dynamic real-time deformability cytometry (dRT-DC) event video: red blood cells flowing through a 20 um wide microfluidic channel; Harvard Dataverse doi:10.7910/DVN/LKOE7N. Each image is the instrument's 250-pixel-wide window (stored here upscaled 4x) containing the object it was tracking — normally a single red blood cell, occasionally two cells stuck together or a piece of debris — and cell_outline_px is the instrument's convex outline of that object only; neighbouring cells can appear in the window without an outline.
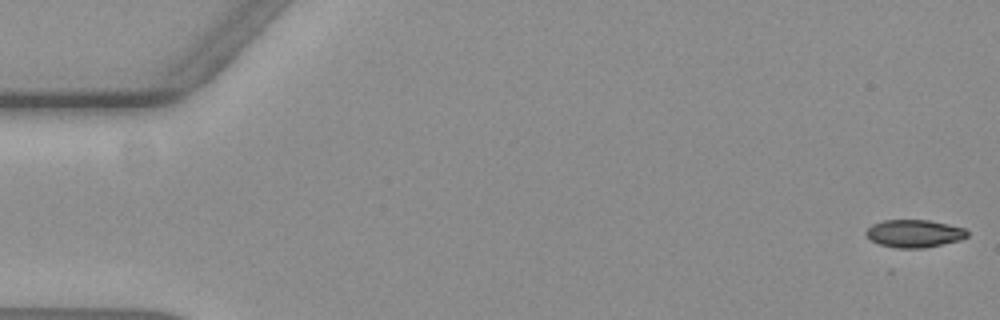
{"species": "common noctule bat (a hibernating species)", "species_latin": "Nyctalus noctula", "temperature_condition": "warm", "stored_images_in_passage": 53, "camera_frame_rate_fps": 3000, "um_per_image_px": 0.085, "animal": {"sex": "female", "body_mass_g": 19.3, "forearm_length_mm": 54.1}, "frame": {"image": 1, "passage_image": 1, "time_ms": 0.0, "image_size_px": [1000, 320], "cell_outline_px": [[968, 236], [960, 240], [924, 248], [896, 248], [880, 244], [872, 240], [864, 232], [872, 224], [884, 220], [928, 220], [964, 228], [968, 232]], "centroid_in_image_um": [77.71, 19.85], "position_along_channel_um": 7.3, "area_um2": 16.18}}
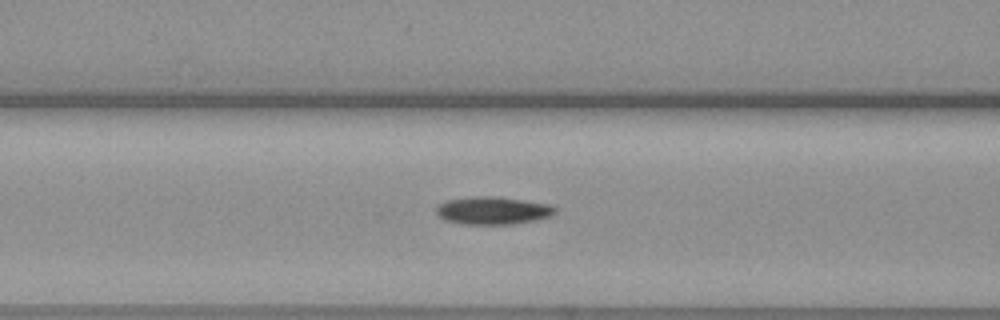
{"frame": {"image": 2, "passage_image": 23, "time_ms": 7.333, "image_size_px": [1000, 320], "cell_outline_px": [[556, 212], [552, 216], [536, 220], [512, 224], [460, 224], [444, 220], [436, 212], [436, 208], [440, 204], [448, 200], [468, 196], [496, 196], [524, 200], [548, 204], [556, 208]], "centroid_in_image_um": [41.89, 17.89], "position_along_channel_um": 124.7, "area_um2": 19.31}}
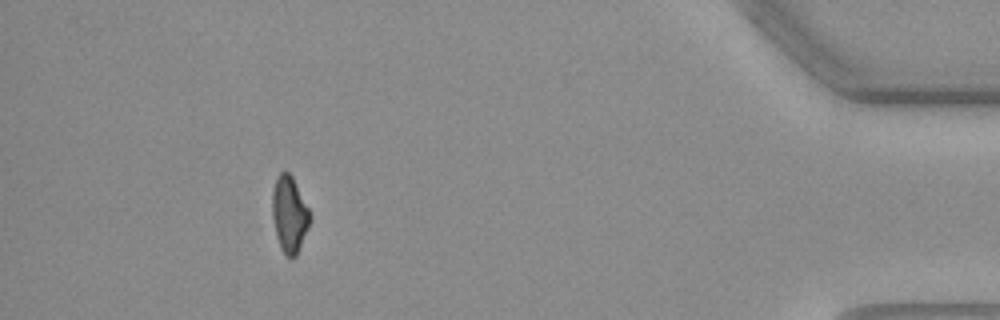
{"frame": {"image": 3, "passage_image": 52, "time_ms": 17.0, "image_size_px": [1000, 320], "cell_outline_px": [[312, 216], [308, 228], [296, 256], [292, 260], [280, 248], [276, 236], [272, 216], [272, 192], [276, 176], [280, 172], [288, 172], [292, 176]], "centroid_in_image_um": [24.59, 18.22], "position_along_channel_um": 410.6, "area_um2": 16.76}}